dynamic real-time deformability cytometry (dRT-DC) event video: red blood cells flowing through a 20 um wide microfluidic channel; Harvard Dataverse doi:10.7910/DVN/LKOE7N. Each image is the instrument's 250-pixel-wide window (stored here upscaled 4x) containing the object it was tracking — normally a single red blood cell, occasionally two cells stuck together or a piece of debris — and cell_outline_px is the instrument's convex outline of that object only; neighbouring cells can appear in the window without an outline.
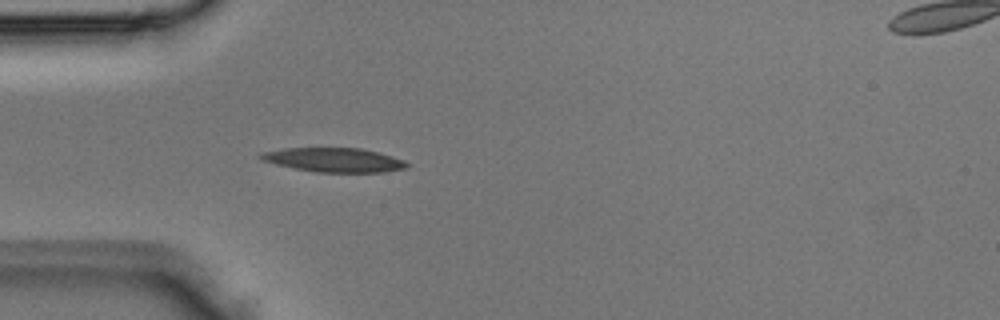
{"species": "Egyptian fruit bat (a non-hibernating species)", "species_latin": "Rousettus aegyptiacus", "temperature_condition": "room temperature", "stored_images_in_passage": 5, "segment_of_instrument_passage": [1, 2], "camera_frame_rate_fps": 3000, "um_per_image_px": 0.085, "animal": {"sex": "male"}, "frame": {"image": 1, "passage_image": 4, "time_ms": 1.0, "image_size_px": [1000, 320], "cell_outline_px": [[408, 168], [384, 172], [316, 172], [276, 164], [264, 160], [256, 156], [260, 152], [284, 148], [360, 148], [392, 156], [404, 160], [408, 164]], "centroid_in_image_um": [28.39, 13.59], "position_along_channel_um": 56.6, "area_um2": 20.46}}